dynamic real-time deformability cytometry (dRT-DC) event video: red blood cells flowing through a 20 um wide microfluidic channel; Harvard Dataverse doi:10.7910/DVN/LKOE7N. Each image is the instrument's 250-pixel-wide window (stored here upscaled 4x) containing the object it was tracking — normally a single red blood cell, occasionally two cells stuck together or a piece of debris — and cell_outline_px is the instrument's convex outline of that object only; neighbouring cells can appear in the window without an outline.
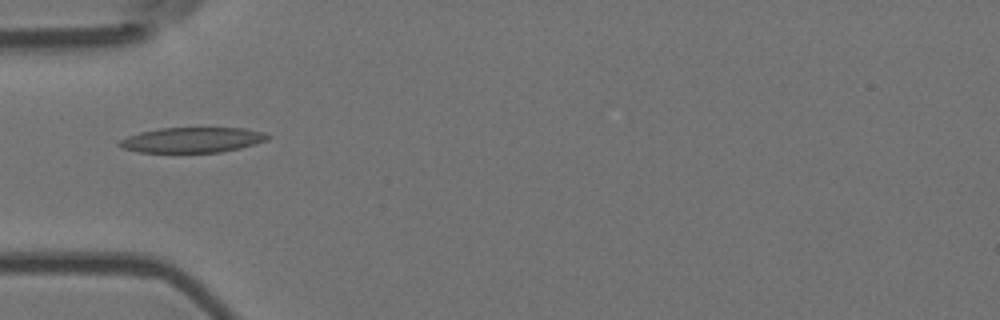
{"species": "Egyptian fruit bat (a non-hibernating species)", "species_latin": "Rousettus aegyptiacus", "temperature_condition": "room temperature", "stored_images_in_passage": 2, "camera_frame_rate_fps": 3000, "um_per_image_px": 0.085, "animal": {"sex": "female"}, "frame": {"image": 1, "passage_image": 1, "time_ms": 0.0, "image_size_px": [1000, 320], "cell_outline_px": [[272, 136], [268, 140], [256, 144], [240, 148], [220, 152], [136, 152], [120, 148], [116, 144], [120, 140], [128, 136], [140, 132], [160, 128], [244, 128], [264, 132]], "centroid_in_image_um": [16.34, 11.89], "position_along_channel_um": 68.7, "area_um2": 21.96}}
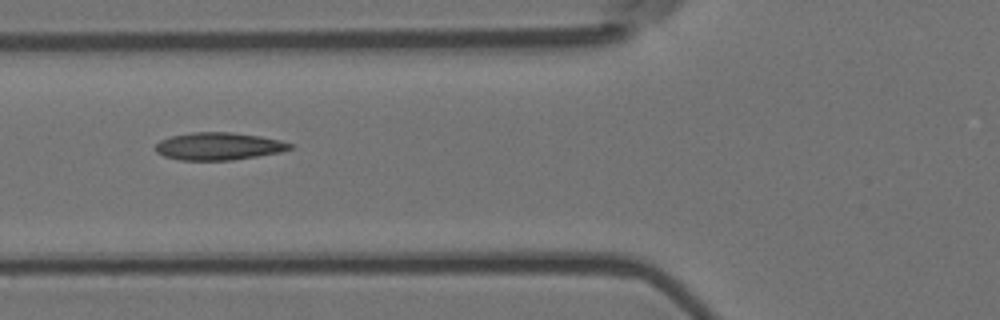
{"frame": {"image": 2, "passage_image": 2, "time_ms": 0.333, "image_size_px": [1000, 320], "cell_outline_px": [[292, 148], [280, 152], [232, 160], [180, 160], [164, 156], [156, 152], [156, 144], [160, 140], [172, 136], [192, 132], [232, 132], [260, 136], [280, 140], [292, 144]], "centroid_in_image_um": [18.57, 12.43], "position_along_channel_um": 107.2, "area_um2": 21.44}}